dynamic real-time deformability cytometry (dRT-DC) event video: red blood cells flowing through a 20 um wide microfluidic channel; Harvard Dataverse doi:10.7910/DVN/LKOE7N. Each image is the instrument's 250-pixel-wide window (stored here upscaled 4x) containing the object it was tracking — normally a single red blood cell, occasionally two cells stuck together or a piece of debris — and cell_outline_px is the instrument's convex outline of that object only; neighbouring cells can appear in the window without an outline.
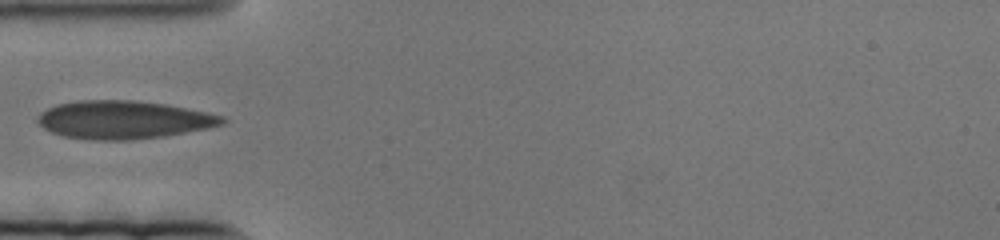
{"species": "human", "species_latin": "Homo sapiens", "temperature_condition": "cold", "stored_images_in_passage": 3, "camera_frame_rate_fps": 3000, "um_per_image_px": 0.085, "donor": {"sex": "female"}, "frame": {"image": 1, "passage_image": 1, "time_ms": 0.0, "image_size_px": [1000, 240], "cell_outline_px": [[228, 120], [224, 124], [208, 128], [164, 136], [128, 140], [100, 140], [64, 136], [52, 132], [44, 128], [36, 120], [36, 116], [40, 112], [56, 104], [80, 100], [132, 100], [164, 104], [208, 112], [224, 116]], "centroid_in_image_um": [10.51, 10.17], "position_along_channel_um": 74.5, "area_um2": 40.92}}